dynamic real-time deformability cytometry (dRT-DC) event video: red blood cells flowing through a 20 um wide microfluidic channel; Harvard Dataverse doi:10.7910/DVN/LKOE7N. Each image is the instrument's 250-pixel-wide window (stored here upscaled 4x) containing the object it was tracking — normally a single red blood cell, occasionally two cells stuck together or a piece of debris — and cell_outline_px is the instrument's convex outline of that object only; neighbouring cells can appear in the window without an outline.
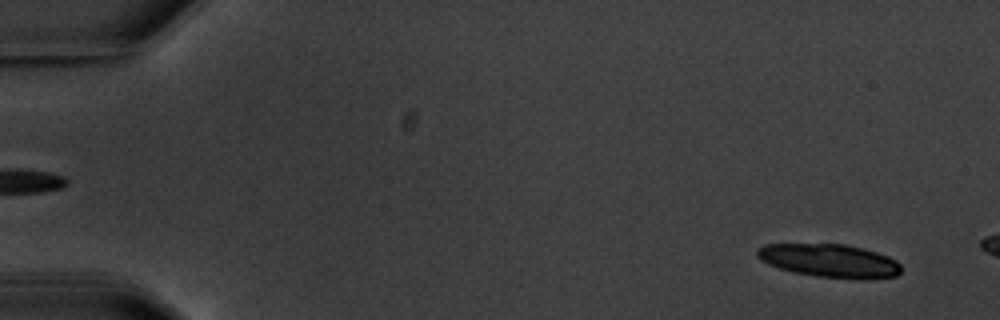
{"species": "common noctule bat (a hibernating species)", "species_latin": "Nyctalus noctula", "temperature_condition": "warm", "stored_images_in_passage": 2, "camera_frame_rate_fps": 3000, "um_per_image_px": 0.085, "animal": {"sex": "male", "body_mass_g": 20.1, "forearm_length_mm": 53.5}, "frame": {"image": 1, "passage_image": 1, "time_ms": 0.0, "image_size_px": [1000, 320], "cell_outline_px": [[900, 272], [896, 276], [864, 280], [816, 276], [792, 272], [768, 264], [760, 260], [756, 256], [756, 248], [764, 244], [844, 244], [864, 248], [888, 256], [896, 260], [900, 264]], "centroid_in_image_um": [70.5, 22.16], "position_along_channel_um": 14.5, "area_um2": 28.21}}